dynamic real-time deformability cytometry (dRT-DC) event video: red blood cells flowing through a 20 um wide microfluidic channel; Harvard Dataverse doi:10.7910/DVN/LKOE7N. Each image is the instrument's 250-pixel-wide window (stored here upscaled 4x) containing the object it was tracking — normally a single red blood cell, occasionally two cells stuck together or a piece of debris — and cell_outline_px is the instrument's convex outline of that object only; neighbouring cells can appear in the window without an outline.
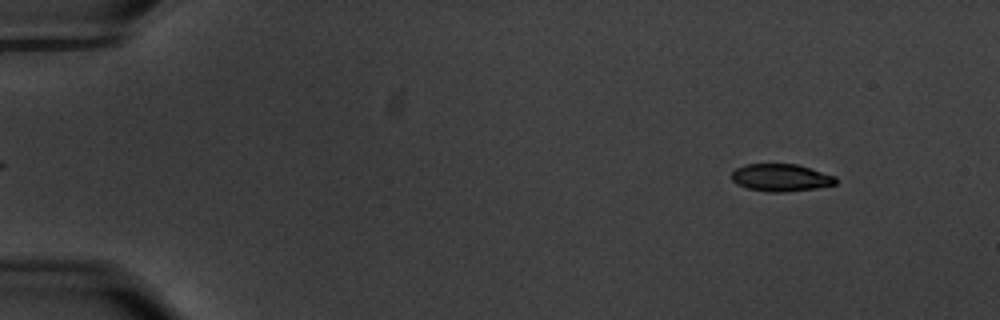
{"species": "common noctule bat (a hibernating species)", "species_latin": "Nyctalus noctula", "temperature_condition": "warm", "stored_images_in_passage": 18, "camera_frame_rate_fps": 3000, "um_per_image_px": 0.085, "animal": {"sex": "male", "body_mass_g": 20.1, "forearm_length_mm": 53.5}, "frame": {"image": 1, "passage_image": 6, "time_ms": 1.667, "image_size_px": [1000, 320], "cell_outline_px": [[836, 184], [816, 188], [784, 192], [768, 192], [748, 188], [736, 184], [732, 180], [732, 172], [736, 168], [744, 164], [796, 164], [836, 176]], "centroid_in_image_um": [66.36, 15.1], "position_along_channel_um": 18.6, "area_um2": 16.59}}